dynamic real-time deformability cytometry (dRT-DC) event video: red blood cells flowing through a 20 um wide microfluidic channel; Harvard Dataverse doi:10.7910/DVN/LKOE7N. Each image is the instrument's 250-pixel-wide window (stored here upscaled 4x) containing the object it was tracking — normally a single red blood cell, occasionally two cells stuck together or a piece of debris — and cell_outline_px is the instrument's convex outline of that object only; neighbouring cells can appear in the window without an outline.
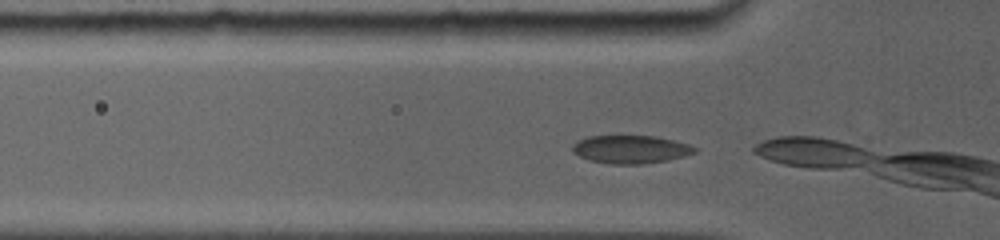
{"species": "common noctule bat (a hibernating species)", "species_latin": "Nyctalus noctula", "temperature_condition": "room temperature", "stored_images_in_passage": 5, "camera_frame_rate_fps": 5000, "um_per_image_px": 0.085, "animal": {"sex": "female", "body_mass_g": 19.0, "forearm_length_mm": 56.7}, "frame": {"image": 1, "passage_image": 2, "time_ms": 0.2, "image_size_px": [1000, 240], "cell_outline_px": [[696, 152], [684, 156], [668, 160], [640, 164], [608, 164], [588, 160], [572, 152], [572, 144], [576, 140], [588, 136], [656, 136], [688, 144], [696, 148]], "centroid_in_image_um": [53.55, 12.69], "position_along_channel_um": 72.2, "area_um2": 20.06}}